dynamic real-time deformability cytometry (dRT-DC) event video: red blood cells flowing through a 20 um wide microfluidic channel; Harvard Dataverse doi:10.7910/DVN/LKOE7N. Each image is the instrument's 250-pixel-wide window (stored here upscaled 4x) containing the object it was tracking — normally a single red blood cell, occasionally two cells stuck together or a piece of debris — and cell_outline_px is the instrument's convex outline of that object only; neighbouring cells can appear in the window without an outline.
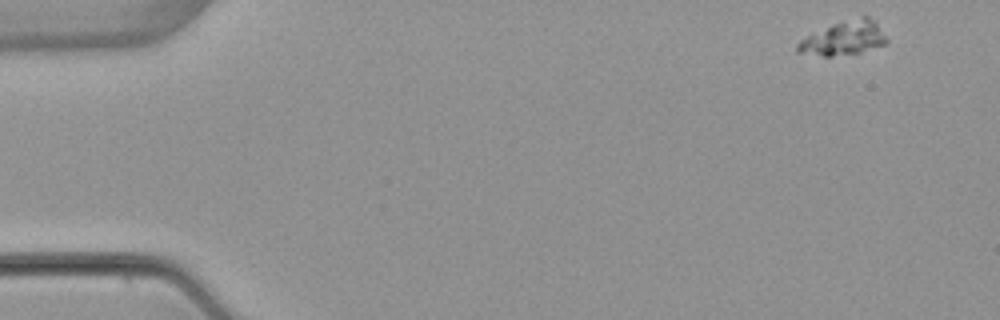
{"species": "common noctule bat (a hibernating species)", "species_latin": "Nyctalus noctula", "temperature_condition": "warm", "stored_images_in_passage": 4, "camera_frame_rate_fps": 3000, "um_per_image_px": 0.085, "animal": {"sex": "female", "body_mass_g": 22.7, "forearm_length_mm": 54.2}, "frame": {"image": 1, "passage_image": 1, "time_ms": 0.0, "image_size_px": [1000, 320], "cell_outline_px": [[888, 40], [884, 44], [860, 52], [832, 56], [824, 56], [796, 52], [796, 44], [800, 40], [808, 36], [836, 24], [860, 16], [868, 16], [876, 20]], "centroid_in_image_um": [71.76, 3.25], "position_along_channel_um": 13.2, "area_um2": 17.11}}
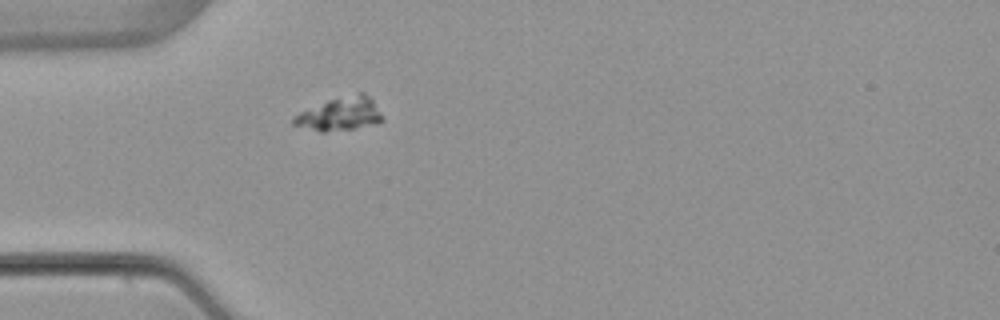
{"frame": {"image": 2, "passage_image": 4, "time_ms": 4.333, "image_size_px": [1000, 320], "cell_outline_px": [[384, 120], [376, 124], [356, 128], [324, 132], [320, 132], [292, 124], [292, 120], [300, 112], [328, 100], [360, 92], [364, 92], [372, 100], [384, 116]], "centroid_in_image_um": [28.95, 9.7], "position_along_channel_um": 56.1, "area_um2": 17.11}}